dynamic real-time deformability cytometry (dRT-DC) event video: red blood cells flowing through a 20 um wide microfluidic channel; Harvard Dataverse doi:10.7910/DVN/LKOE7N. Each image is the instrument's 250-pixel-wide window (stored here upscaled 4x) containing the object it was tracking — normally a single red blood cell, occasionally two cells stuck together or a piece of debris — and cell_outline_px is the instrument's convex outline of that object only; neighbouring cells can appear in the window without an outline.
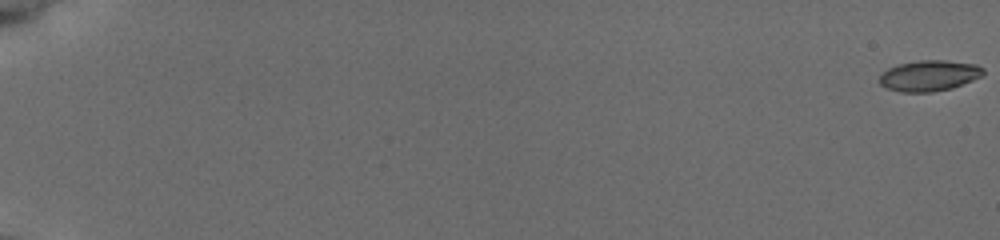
{"species": "common noctule bat (a hibernating species)", "species_latin": "Nyctalus noctula", "temperature_condition": "cold", "stored_images_in_passage": 58, "camera_frame_rate_fps": 3000, "um_per_image_px": 0.085, "animal": {"sex": "female", "body_mass_g": 19.5, "forearm_length_mm": 54.1}, "frame": {"image": 1, "passage_image": 1, "time_ms": 0.0, "image_size_px": [1000, 240], "cell_outline_px": [[984, 72], [980, 76], [972, 80], [952, 88], [932, 92], [900, 92], [888, 88], [880, 84], [880, 72], [896, 64], [916, 60], [944, 60], [976, 64], [984, 68]], "centroid_in_image_um": [78.95, 6.42], "position_along_channel_um": 6.1, "area_um2": 18.73}}
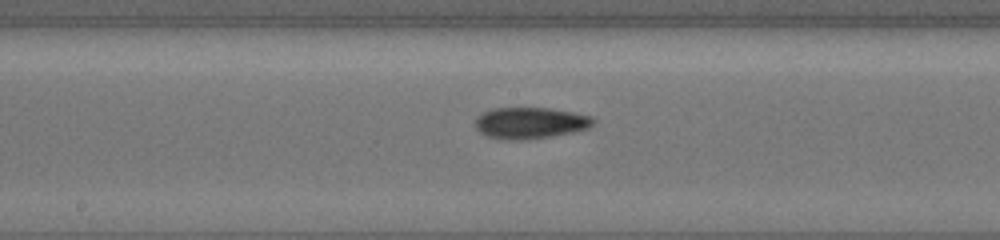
{"frame": {"image": 2, "passage_image": 34, "time_ms": 11.0, "image_size_px": [1000, 240], "cell_outline_px": [[596, 120], [588, 128], [572, 132], [552, 136], [528, 140], [508, 140], [488, 136], [480, 132], [476, 128], [476, 116], [492, 108], [548, 108], [572, 112], [592, 116]], "centroid_in_image_um": [45.07, 10.45], "position_along_channel_um": 203.1, "area_um2": 21.56}}
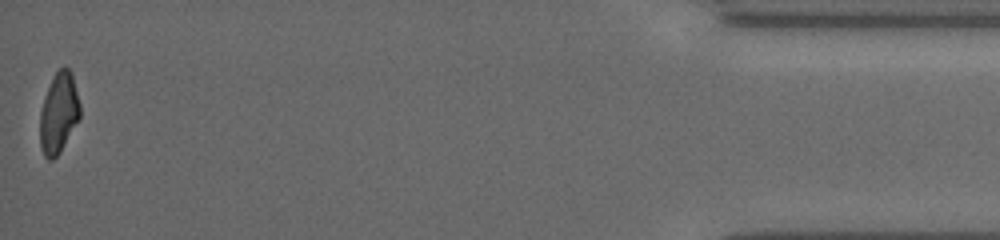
{"frame": {"image": 3, "passage_image": 58, "time_ms": 19.0, "image_size_px": [1000, 240], "cell_outline_px": [[80, 116], [60, 152], [52, 160], [48, 160], [44, 156], [40, 148], [40, 112], [48, 88], [56, 72], [64, 64], [72, 72], [80, 104]], "centroid_in_image_um": [4.99, 9.61], "position_along_channel_um": 430.2, "area_um2": 18.61}, "authors_computed_cell_mechanics": {"area_um2": 19.4497, "velocity_mm_per_s": 3.785, "shape_relaxation_time_tau1_ms": 6.2791, "shape_relaxation_time_tau2_ms": 4.4835, "deformation_change_tau1": 0.1498, "deformation_change_tau2": 0.112}}